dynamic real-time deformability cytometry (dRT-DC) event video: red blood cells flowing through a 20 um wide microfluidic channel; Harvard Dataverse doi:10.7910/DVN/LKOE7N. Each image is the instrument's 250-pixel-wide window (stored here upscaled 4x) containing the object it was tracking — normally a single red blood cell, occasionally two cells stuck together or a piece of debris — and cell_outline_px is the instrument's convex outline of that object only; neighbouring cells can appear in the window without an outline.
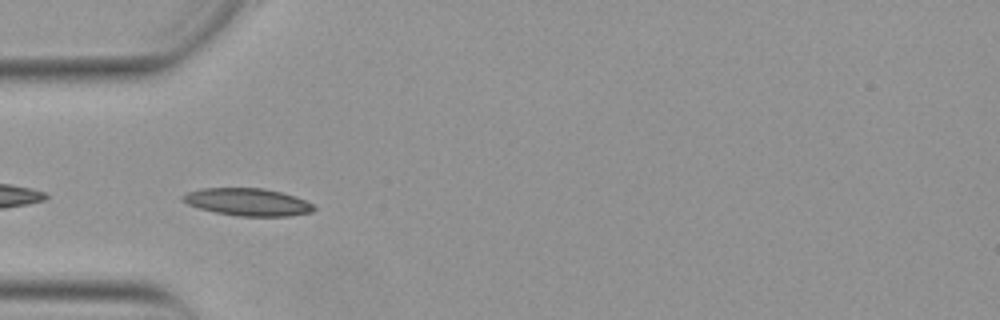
{"species": "Egyptian fruit bat (a non-hibernating species)", "species_latin": "Rousettus aegyptiacus", "temperature_condition": "warm", "stored_images_in_passage": 12, "camera_frame_rate_fps": 3000, "um_per_image_px": 0.085, "animal": {"sex": "female"}, "frame": {"image": 1, "passage_image": 3, "time_ms": 0.667, "image_size_px": [1000, 320], "cell_outline_px": [[316, 208], [312, 212], [288, 216], [240, 216], [216, 212], [200, 208], [188, 204], [180, 200], [180, 196], [188, 192], [204, 188], [264, 188], [280, 192], [304, 200], [312, 204]], "centroid_in_image_um": [21.03, 17.17], "position_along_channel_um": 64.0, "area_um2": 20.75}}